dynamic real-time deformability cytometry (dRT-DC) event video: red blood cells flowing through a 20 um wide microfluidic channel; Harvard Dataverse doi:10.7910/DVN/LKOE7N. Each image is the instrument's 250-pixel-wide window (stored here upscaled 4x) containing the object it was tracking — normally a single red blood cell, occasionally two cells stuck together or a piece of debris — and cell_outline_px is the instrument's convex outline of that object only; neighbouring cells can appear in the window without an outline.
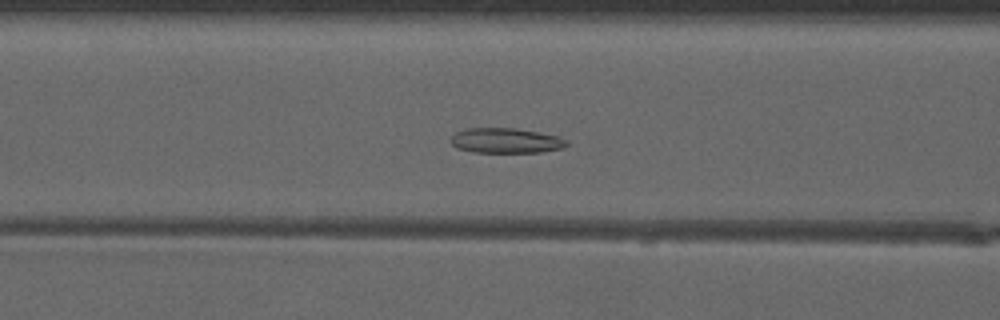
{"species": "common noctule bat (a hibernating species)", "species_latin": "Nyctalus noctula", "temperature_condition": "warm", "stored_images_in_passage": 25, "camera_frame_rate_fps": 3000, "um_per_image_px": 0.085, "animal": {"sex": "male", "forearm_length_mm": 52.5}, "frame": {"image": 1, "passage_image": 17, "time_ms": 5.333, "image_size_px": [1000, 320], "cell_outline_px": [[568, 144], [564, 148], [540, 152], [472, 152], [456, 148], [448, 140], [456, 132], [464, 128], [516, 128], [556, 136], [568, 140]], "centroid_in_image_um": [42.95, 11.95], "position_along_channel_um": 123.6, "area_um2": 16.99}}
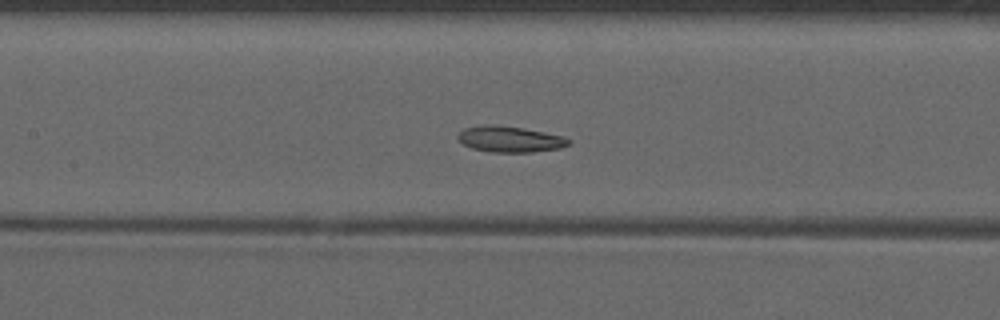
{"frame": {"image": 2, "passage_image": 20, "time_ms": 6.333, "image_size_px": [1000, 320], "cell_outline_px": [[572, 140], [568, 144], [560, 148], [532, 152], [488, 152], [472, 148], [464, 144], [456, 136], [464, 128], [480, 124], [496, 124], [524, 128], [564, 136]], "centroid_in_image_um": [43.33, 11.81], "position_along_channel_um": 164.1, "area_um2": 16.94}}
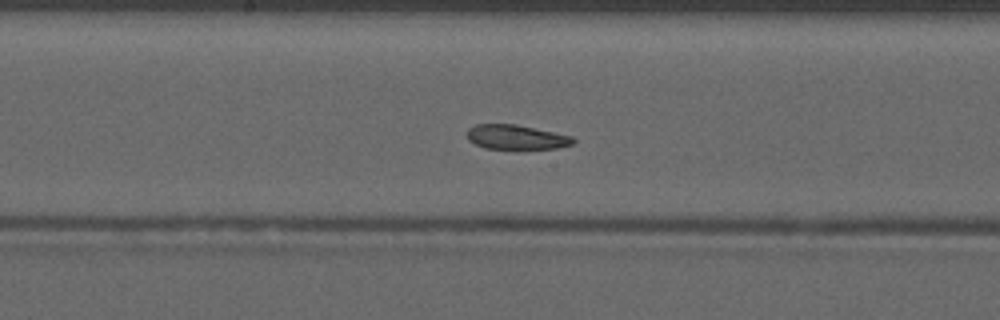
{"frame": {"image": 3, "passage_image": 23, "time_ms": 7.333, "image_size_px": [1000, 320], "cell_outline_px": [[576, 140], [572, 144], [556, 148], [520, 152], [516, 152], [484, 148], [468, 140], [468, 128], [476, 124], [516, 124], [572, 136]], "centroid_in_image_um": [43.89, 11.71], "position_along_channel_um": 204.3, "area_um2": 16.01}}